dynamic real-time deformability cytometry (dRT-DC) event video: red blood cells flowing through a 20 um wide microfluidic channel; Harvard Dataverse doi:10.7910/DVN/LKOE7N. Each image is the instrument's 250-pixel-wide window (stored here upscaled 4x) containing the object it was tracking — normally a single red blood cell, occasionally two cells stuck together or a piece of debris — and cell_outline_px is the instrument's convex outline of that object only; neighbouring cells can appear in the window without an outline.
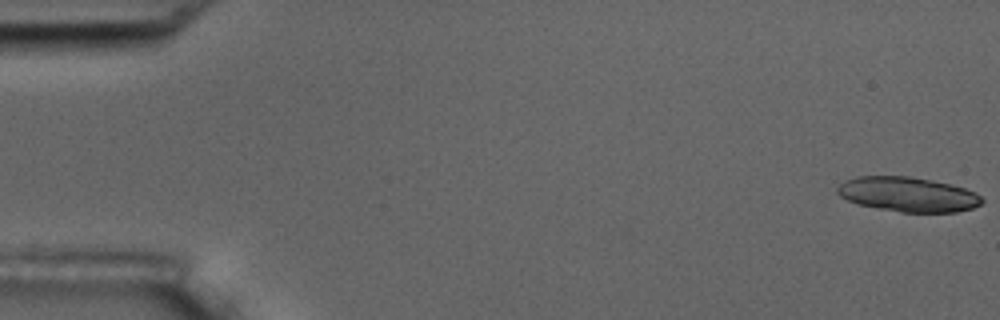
{"species": "common noctule bat (a hibernating species)", "species_latin": "Nyctalus noctula", "temperature_condition": "room temperature", "stored_images_in_passage": 5, "camera_frame_rate_fps": 3000, "um_per_image_px": 0.085, "animal": {"sex": "male", "body_mass_g": 17.5, "forearm_length_mm": 52.3}, "frame": {"image": 1, "passage_image": 1, "time_ms": 0.0, "image_size_px": [1000, 320], "cell_outline_px": [[984, 200], [980, 204], [972, 208], [956, 212], [900, 212], [876, 208], [860, 204], [848, 200], [840, 196], [836, 192], [836, 188], [844, 180], [856, 176], [908, 176], [948, 184], [964, 188], [976, 192]], "centroid_in_image_um": [77.14, 16.52], "position_along_channel_um": 7.9, "area_um2": 29.07}}